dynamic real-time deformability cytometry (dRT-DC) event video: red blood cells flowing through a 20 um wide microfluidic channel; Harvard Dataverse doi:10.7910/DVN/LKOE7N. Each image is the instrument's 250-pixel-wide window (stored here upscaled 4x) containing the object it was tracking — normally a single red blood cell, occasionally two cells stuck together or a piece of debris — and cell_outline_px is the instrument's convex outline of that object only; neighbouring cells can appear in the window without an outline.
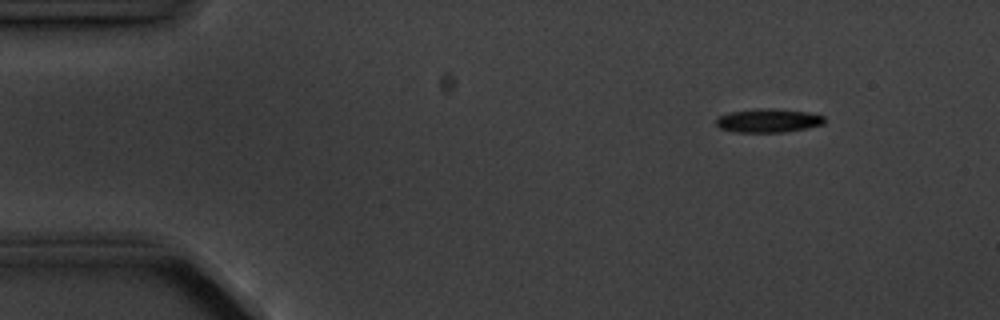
{"species": "common noctule bat (a hibernating species)", "species_latin": "Nyctalus noctula", "temperature_condition": "cold", "stored_images_in_passage": 7, "camera_frame_rate_fps": 3000, "um_per_image_px": 0.085, "animal": {"sex": "male", "body_mass_g": 20.1, "forearm_length_mm": 53.5}, "frame": {"image": 1, "passage_image": 2, "time_ms": 1.333, "image_size_px": [1000, 320], "cell_outline_px": [[824, 124], [808, 128], [784, 132], [736, 132], [720, 128], [716, 124], [716, 120], [720, 116], [728, 112], [768, 108], [772, 108], [808, 112], [824, 116]], "centroid_in_image_um": [65.32, 10.25], "position_along_channel_um": 19.7, "area_um2": 14.85}}
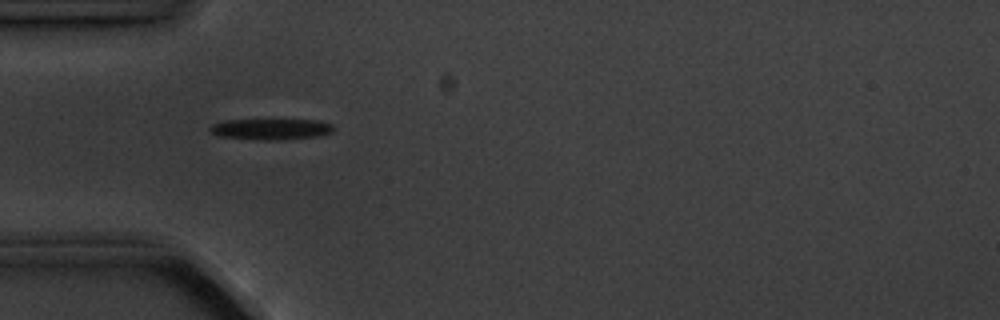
{"frame": {"image": 2, "passage_image": 5, "time_ms": 4.667, "image_size_px": [1000, 320], "cell_outline_px": [[336, 128], [332, 132], [320, 136], [280, 140], [264, 140], [220, 136], [212, 132], [208, 128], [212, 124], [224, 120], [320, 120], [332, 124]], "centroid_in_image_um": [23.09, 10.97], "position_along_channel_um": 61.9, "area_um2": 15.14}}